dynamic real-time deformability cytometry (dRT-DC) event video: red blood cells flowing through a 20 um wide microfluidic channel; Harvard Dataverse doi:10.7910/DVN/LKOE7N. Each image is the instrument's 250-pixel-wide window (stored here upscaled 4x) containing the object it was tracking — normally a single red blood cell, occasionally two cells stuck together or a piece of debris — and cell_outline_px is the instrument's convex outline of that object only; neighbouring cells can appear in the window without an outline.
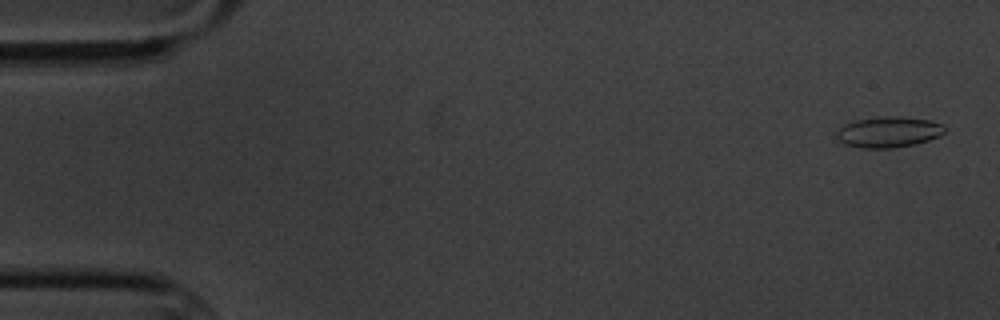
{"species": "common noctule bat (a hibernating species)", "species_latin": "Nyctalus noctula", "temperature_condition": "cold", "stored_images_in_passage": 5, "camera_frame_rate_fps": 3000, "um_per_image_px": 0.085, "animal": {"sex": "male", "body_mass_g": 20.1, "forearm_length_mm": 53.5}, "frame": {"image": 1, "passage_image": 1, "time_ms": 0.0, "image_size_px": [1000, 320], "cell_outline_px": [[944, 132], [940, 136], [916, 144], [892, 148], [860, 148], [844, 144], [836, 140], [836, 132], [844, 124], [856, 120], [876, 116], [900, 116], [928, 120], [944, 124]], "centroid_in_image_um": [75.49, 11.22], "position_along_channel_um": 9.5, "area_um2": 19.65}}
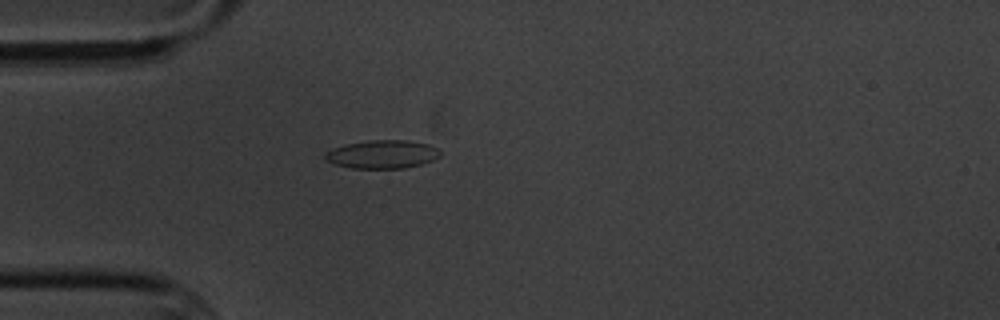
{"frame": {"image": 2, "passage_image": 5, "time_ms": 4.667, "image_size_px": [1000, 320], "cell_outline_px": [[444, 152], [440, 156], [432, 160], [420, 164], [404, 168], [352, 168], [336, 164], [324, 160], [324, 152], [332, 148], [344, 144], [368, 140], [408, 140], [428, 144], [440, 148]], "centroid_in_image_um": [32.5, 13.1], "position_along_channel_um": 52.5, "area_um2": 19.25}}